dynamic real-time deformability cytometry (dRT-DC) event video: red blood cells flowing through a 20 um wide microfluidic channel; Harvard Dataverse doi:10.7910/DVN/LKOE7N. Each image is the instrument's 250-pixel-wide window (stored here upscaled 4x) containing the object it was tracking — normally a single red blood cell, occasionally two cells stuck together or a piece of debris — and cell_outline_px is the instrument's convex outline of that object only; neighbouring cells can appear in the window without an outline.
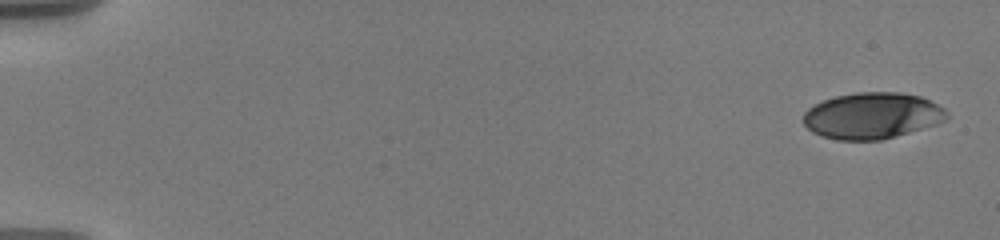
{"species": "human", "species_latin": "Homo sapiens", "temperature_condition": "warm", "stored_images_in_passage": 12, "camera_frame_rate_fps": 3000, "um_per_image_px": 0.085, "donor": {"sex": "male"}, "frame": {"image": 1, "passage_image": 1, "time_ms": 0.0, "image_size_px": [1000, 240], "cell_outline_px": [[948, 116], [944, 120], [936, 124], [880, 140], [836, 140], [820, 136], [812, 132], [804, 124], [804, 112], [808, 108], [824, 100], [836, 96], [856, 92], [900, 92], [920, 96], [944, 108], [948, 112]], "centroid_in_image_um": [74.11, 9.83], "position_along_channel_um": 10.9, "area_um2": 38.49}}
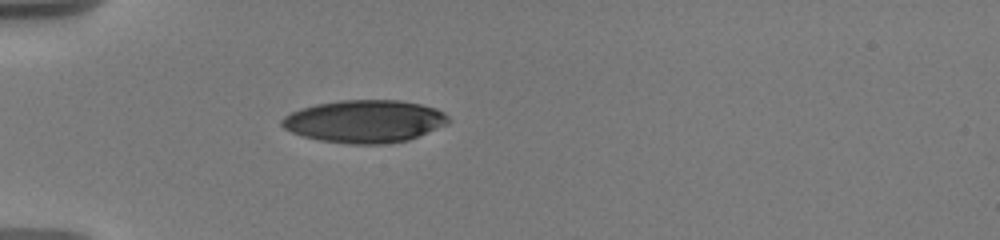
{"frame": {"image": 2, "passage_image": 9, "time_ms": 5.333, "image_size_px": [1000, 240], "cell_outline_px": [[448, 124], [408, 140], [384, 144], [352, 144], [320, 140], [304, 136], [292, 132], [284, 128], [280, 124], [280, 120], [284, 116], [300, 108], [316, 104], [340, 100], [400, 100], [420, 104], [436, 108], [444, 112], [448, 116]], "centroid_in_image_um": [30.99, 10.3], "position_along_channel_um": 54.0, "area_um2": 41.33}}
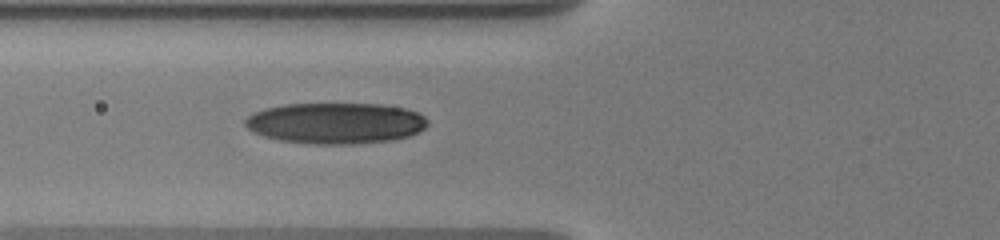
{"frame": {"image": 3, "passage_image": 12, "time_ms": 7.0, "image_size_px": [1000, 240], "cell_outline_px": [[428, 124], [424, 128], [408, 136], [392, 140], [352, 144], [316, 144], [280, 140], [264, 136], [252, 132], [244, 124], [244, 120], [252, 112], [264, 108], [284, 104], [380, 104], [404, 108], [416, 112], [424, 116], [428, 120]], "centroid_in_image_um": [28.49, 10.46], "position_along_channel_um": 97.3, "area_um2": 43.64}}